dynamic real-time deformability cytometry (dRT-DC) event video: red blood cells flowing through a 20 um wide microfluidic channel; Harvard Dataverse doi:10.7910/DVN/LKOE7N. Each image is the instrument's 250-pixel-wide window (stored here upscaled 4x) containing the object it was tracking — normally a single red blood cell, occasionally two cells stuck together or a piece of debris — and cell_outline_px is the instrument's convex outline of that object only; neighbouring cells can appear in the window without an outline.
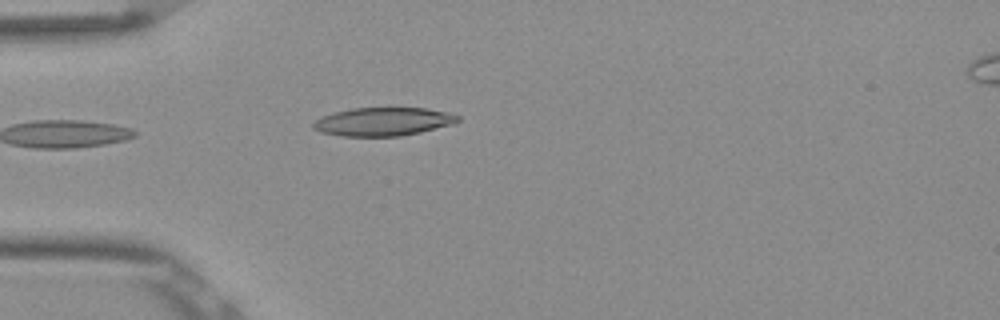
{"species": "Egyptian fruit bat (a non-hibernating species)", "species_latin": "Rousettus aegyptiacus", "temperature_condition": "room temperature", "stored_images_in_passage": 19, "camera_frame_rate_fps": 3000, "um_per_image_px": 0.085, "frame": {"image": 1, "passage_image": 1, "time_ms": 0.0, "image_size_px": [1000, 320], "cell_outline_px": [[460, 120], [452, 124], [420, 132], [400, 136], [340, 136], [320, 132], [312, 128], [312, 124], [316, 120], [332, 112], [352, 108], [428, 108], [448, 112], [460, 116]], "centroid_in_image_um": [32.56, 10.33], "position_along_channel_um": 52.4, "area_um2": 23.93}}
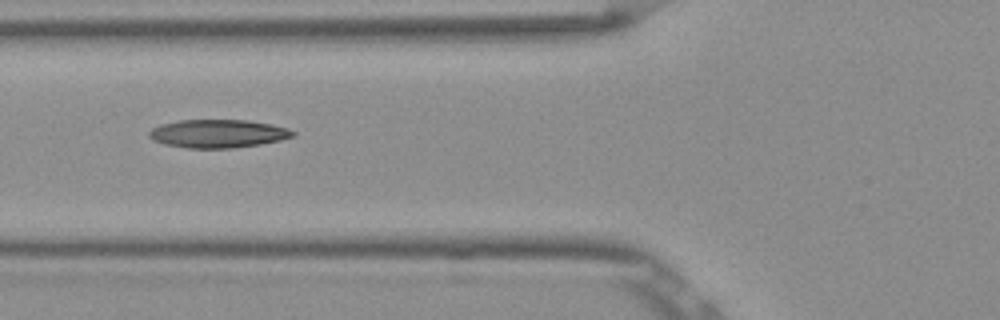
{"frame": {"image": 2, "passage_image": 6, "time_ms": 1.667, "image_size_px": [1000, 320], "cell_outline_px": [[296, 136], [280, 140], [260, 144], [236, 148], [188, 148], [164, 144], [152, 140], [148, 136], [148, 132], [152, 128], [160, 124], [180, 120], [248, 120], [272, 124], [288, 128], [296, 132]], "centroid_in_image_um": [18.53, 11.36], "position_along_channel_um": 107.3, "area_um2": 23.87}}